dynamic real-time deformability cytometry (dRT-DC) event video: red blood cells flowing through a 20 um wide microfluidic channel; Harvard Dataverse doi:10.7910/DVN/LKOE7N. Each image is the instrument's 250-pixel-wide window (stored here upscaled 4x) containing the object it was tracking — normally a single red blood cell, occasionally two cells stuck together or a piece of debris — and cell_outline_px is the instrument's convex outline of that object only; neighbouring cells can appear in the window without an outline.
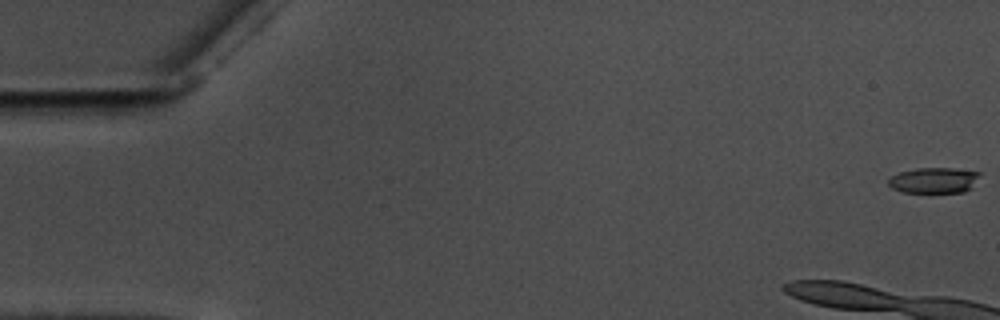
{"species": "common noctule bat (a hibernating species)", "species_latin": "Nyctalus noctula", "temperature_condition": "warm", "stored_images_in_passage": 12, "camera_frame_rate_fps": 3000, "um_per_image_px": 0.085, "animal": {"sex": "male", "body_mass_g": 17.5, "forearm_length_mm": 52.3}, "frame": {"image": 1, "passage_image": 1, "time_ms": 0.0, "image_size_px": [1000, 320], "cell_outline_px": [[980, 172], [972, 188], [964, 192], [904, 192], [892, 188], [888, 184], [888, 180], [892, 176], [900, 172], [916, 168], [952, 168]], "centroid_in_image_um": [79.38, 15.32], "position_along_channel_um": 5.6, "area_um2": 13.53}}